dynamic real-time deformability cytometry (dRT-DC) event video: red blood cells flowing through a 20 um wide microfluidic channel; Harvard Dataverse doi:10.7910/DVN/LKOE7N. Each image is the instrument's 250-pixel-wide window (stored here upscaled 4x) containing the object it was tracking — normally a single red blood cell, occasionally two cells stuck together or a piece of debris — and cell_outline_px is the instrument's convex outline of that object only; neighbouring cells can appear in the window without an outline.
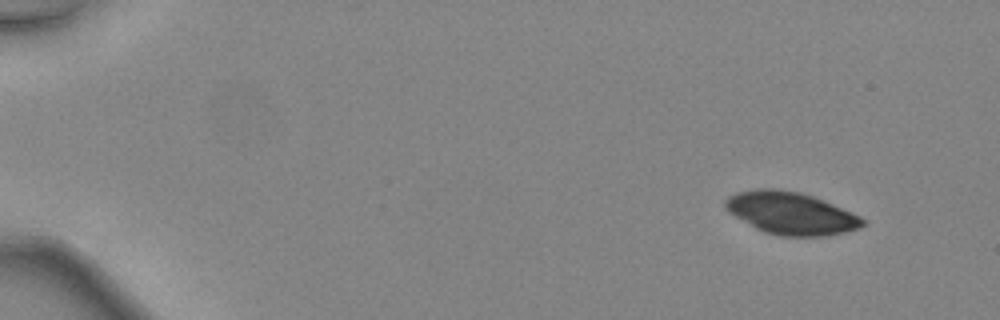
{"species": "common noctule bat (a hibernating species)", "species_latin": "Nyctalus noctula", "temperature_condition": "warm", "stored_images_in_passage": 19, "camera_frame_rate_fps": 3000, "um_per_image_px": 0.085, "animal": {"sex": "female", "body_mass_g": 24.6, "forearm_length_mm": 56.2}, "frame": {"image": 1, "passage_image": 4, "time_ms": 1.0, "image_size_px": [1000, 320], "cell_outline_px": [[868, 224], [860, 228], [844, 232], [824, 236], [780, 236], [764, 232], [756, 228], [728, 212], [724, 208], [724, 200], [728, 196], [736, 192], [756, 188], [776, 188], [800, 192], [812, 196], [852, 212], [860, 216]], "centroid_in_image_um": [67.21, 18.11], "position_along_channel_um": 17.8, "area_um2": 34.04}}